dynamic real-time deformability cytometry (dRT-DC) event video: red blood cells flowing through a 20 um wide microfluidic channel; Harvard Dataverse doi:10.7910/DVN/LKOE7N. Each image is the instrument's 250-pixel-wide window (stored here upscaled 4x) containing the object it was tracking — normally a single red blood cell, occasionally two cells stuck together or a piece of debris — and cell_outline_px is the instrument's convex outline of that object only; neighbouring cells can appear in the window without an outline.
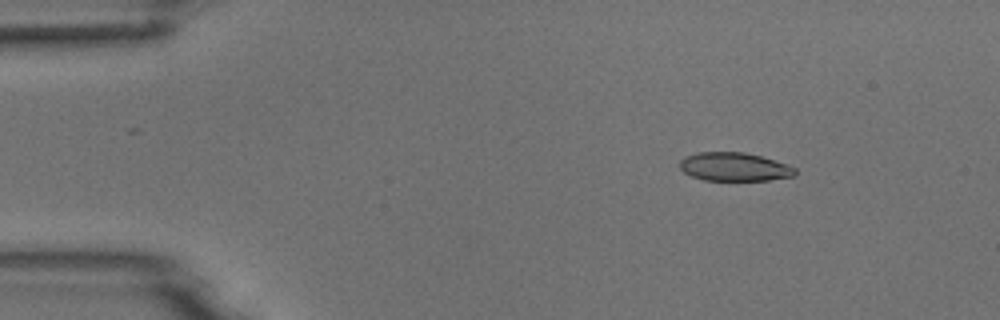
{"species": "common noctule bat (a hibernating species)", "species_latin": "Nyctalus noctula", "temperature_condition": "room temperature", "stored_images_in_passage": 6, "camera_frame_rate_fps": 3000, "um_per_image_px": 0.085, "animal": {"sex": "male", "body_mass_g": 18.8}, "frame": {"image": 1, "passage_image": 2, "time_ms": 1.333, "image_size_px": [1000, 320], "cell_outline_px": [[796, 176], [768, 180], [704, 180], [692, 176], [684, 172], [680, 168], [680, 160], [684, 156], [696, 152], [744, 152], [760, 156], [796, 168]], "centroid_in_image_um": [62.38, 14.18], "position_along_channel_um": 22.6, "area_um2": 19.07}}
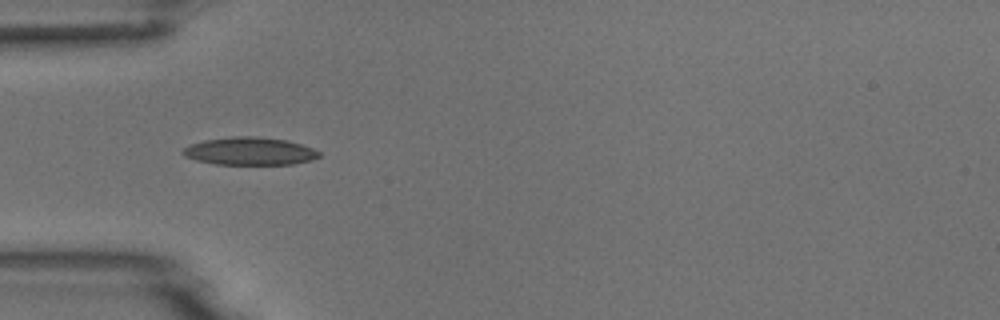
{"frame": {"image": 2, "passage_image": 4, "time_ms": 4.333, "image_size_px": [1000, 320], "cell_outline_px": [[320, 156], [312, 160], [292, 164], [216, 164], [196, 160], [184, 156], [180, 152], [184, 148], [192, 144], [204, 140], [232, 136], [256, 136], [288, 140], [312, 148], [320, 152]], "centroid_in_image_um": [21.22, 12.84], "position_along_channel_um": 63.8, "area_um2": 22.02}}